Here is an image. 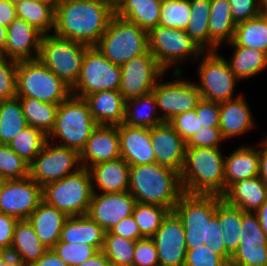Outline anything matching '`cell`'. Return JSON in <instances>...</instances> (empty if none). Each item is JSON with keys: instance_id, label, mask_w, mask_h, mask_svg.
Segmentation results:
<instances>
[{"instance_id": "21", "label": "cell", "mask_w": 267, "mask_h": 266, "mask_svg": "<svg viewBox=\"0 0 267 266\" xmlns=\"http://www.w3.org/2000/svg\"><path fill=\"white\" fill-rule=\"evenodd\" d=\"M155 162L181 172L185 161V141L168 122L150 128Z\"/></svg>"}, {"instance_id": "64", "label": "cell", "mask_w": 267, "mask_h": 266, "mask_svg": "<svg viewBox=\"0 0 267 266\" xmlns=\"http://www.w3.org/2000/svg\"><path fill=\"white\" fill-rule=\"evenodd\" d=\"M261 14L267 16V0H260Z\"/></svg>"}, {"instance_id": "28", "label": "cell", "mask_w": 267, "mask_h": 266, "mask_svg": "<svg viewBox=\"0 0 267 266\" xmlns=\"http://www.w3.org/2000/svg\"><path fill=\"white\" fill-rule=\"evenodd\" d=\"M222 198L244 212L255 213L267 199V185L259 176L241 180L233 183Z\"/></svg>"}, {"instance_id": "57", "label": "cell", "mask_w": 267, "mask_h": 266, "mask_svg": "<svg viewBox=\"0 0 267 266\" xmlns=\"http://www.w3.org/2000/svg\"><path fill=\"white\" fill-rule=\"evenodd\" d=\"M16 17L15 5L8 0H0V25L8 27Z\"/></svg>"}, {"instance_id": "15", "label": "cell", "mask_w": 267, "mask_h": 266, "mask_svg": "<svg viewBox=\"0 0 267 266\" xmlns=\"http://www.w3.org/2000/svg\"><path fill=\"white\" fill-rule=\"evenodd\" d=\"M120 68L119 92L125 100L151 93L166 72L149 50L125 62Z\"/></svg>"}, {"instance_id": "53", "label": "cell", "mask_w": 267, "mask_h": 266, "mask_svg": "<svg viewBox=\"0 0 267 266\" xmlns=\"http://www.w3.org/2000/svg\"><path fill=\"white\" fill-rule=\"evenodd\" d=\"M234 22L240 23L261 14L260 0H228Z\"/></svg>"}, {"instance_id": "11", "label": "cell", "mask_w": 267, "mask_h": 266, "mask_svg": "<svg viewBox=\"0 0 267 266\" xmlns=\"http://www.w3.org/2000/svg\"><path fill=\"white\" fill-rule=\"evenodd\" d=\"M148 43L149 51L165 71L188 57L198 59L205 52L185 30L160 25L148 32Z\"/></svg>"}, {"instance_id": "59", "label": "cell", "mask_w": 267, "mask_h": 266, "mask_svg": "<svg viewBox=\"0 0 267 266\" xmlns=\"http://www.w3.org/2000/svg\"><path fill=\"white\" fill-rule=\"evenodd\" d=\"M262 149L258 148L259 154V177L267 185V138L263 139L261 145Z\"/></svg>"}, {"instance_id": "12", "label": "cell", "mask_w": 267, "mask_h": 266, "mask_svg": "<svg viewBox=\"0 0 267 266\" xmlns=\"http://www.w3.org/2000/svg\"><path fill=\"white\" fill-rule=\"evenodd\" d=\"M204 53L198 67L200 83L196 84L201 98L217 103L238 98V95L233 97V93L240 80L231 71L227 60L217 51Z\"/></svg>"}, {"instance_id": "42", "label": "cell", "mask_w": 267, "mask_h": 266, "mask_svg": "<svg viewBox=\"0 0 267 266\" xmlns=\"http://www.w3.org/2000/svg\"><path fill=\"white\" fill-rule=\"evenodd\" d=\"M48 136L40 129L27 126L8 144L27 163H31L43 149Z\"/></svg>"}, {"instance_id": "47", "label": "cell", "mask_w": 267, "mask_h": 266, "mask_svg": "<svg viewBox=\"0 0 267 266\" xmlns=\"http://www.w3.org/2000/svg\"><path fill=\"white\" fill-rule=\"evenodd\" d=\"M68 266H78L92 257L98 250L86 243L58 241L52 248Z\"/></svg>"}, {"instance_id": "32", "label": "cell", "mask_w": 267, "mask_h": 266, "mask_svg": "<svg viewBox=\"0 0 267 266\" xmlns=\"http://www.w3.org/2000/svg\"><path fill=\"white\" fill-rule=\"evenodd\" d=\"M163 0H121L115 7V15L137 24L149 32L159 25Z\"/></svg>"}, {"instance_id": "17", "label": "cell", "mask_w": 267, "mask_h": 266, "mask_svg": "<svg viewBox=\"0 0 267 266\" xmlns=\"http://www.w3.org/2000/svg\"><path fill=\"white\" fill-rule=\"evenodd\" d=\"M42 200V187L29 176L7 180L0 191V213L27 220Z\"/></svg>"}, {"instance_id": "60", "label": "cell", "mask_w": 267, "mask_h": 266, "mask_svg": "<svg viewBox=\"0 0 267 266\" xmlns=\"http://www.w3.org/2000/svg\"><path fill=\"white\" fill-rule=\"evenodd\" d=\"M78 266H111V263L101 250Z\"/></svg>"}, {"instance_id": "31", "label": "cell", "mask_w": 267, "mask_h": 266, "mask_svg": "<svg viewBox=\"0 0 267 266\" xmlns=\"http://www.w3.org/2000/svg\"><path fill=\"white\" fill-rule=\"evenodd\" d=\"M104 229L88 215L68 217L61 231V242L86 243L98 251L103 249Z\"/></svg>"}, {"instance_id": "56", "label": "cell", "mask_w": 267, "mask_h": 266, "mask_svg": "<svg viewBox=\"0 0 267 266\" xmlns=\"http://www.w3.org/2000/svg\"><path fill=\"white\" fill-rule=\"evenodd\" d=\"M17 222V218L0 213V247L7 252L10 251L13 242L14 228Z\"/></svg>"}, {"instance_id": "27", "label": "cell", "mask_w": 267, "mask_h": 266, "mask_svg": "<svg viewBox=\"0 0 267 266\" xmlns=\"http://www.w3.org/2000/svg\"><path fill=\"white\" fill-rule=\"evenodd\" d=\"M93 191L99 188L101 193L126 192L129 189L130 166L120 157L101 162L89 169ZM95 182V183H93Z\"/></svg>"}, {"instance_id": "61", "label": "cell", "mask_w": 267, "mask_h": 266, "mask_svg": "<svg viewBox=\"0 0 267 266\" xmlns=\"http://www.w3.org/2000/svg\"><path fill=\"white\" fill-rule=\"evenodd\" d=\"M258 217L262 230L267 236V199L266 201L255 211Z\"/></svg>"}, {"instance_id": "25", "label": "cell", "mask_w": 267, "mask_h": 266, "mask_svg": "<svg viewBox=\"0 0 267 266\" xmlns=\"http://www.w3.org/2000/svg\"><path fill=\"white\" fill-rule=\"evenodd\" d=\"M68 216L42 200L27 221L32 225L41 243L52 249L60 240L63 225Z\"/></svg>"}, {"instance_id": "14", "label": "cell", "mask_w": 267, "mask_h": 266, "mask_svg": "<svg viewBox=\"0 0 267 266\" xmlns=\"http://www.w3.org/2000/svg\"><path fill=\"white\" fill-rule=\"evenodd\" d=\"M173 67H176L173 71L176 80L161 82L159 79L160 82L158 81L152 90L157 109L162 112L160 116L164 122H169L179 114L196 109L197 104L202 99L196 84L181 79V68Z\"/></svg>"}, {"instance_id": "49", "label": "cell", "mask_w": 267, "mask_h": 266, "mask_svg": "<svg viewBox=\"0 0 267 266\" xmlns=\"http://www.w3.org/2000/svg\"><path fill=\"white\" fill-rule=\"evenodd\" d=\"M184 266H229V264L203 244L187 250Z\"/></svg>"}, {"instance_id": "19", "label": "cell", "mask_w": 267, "mask_h": 266, "mask_svg": "<svg viewBox=\"0 0 267 266\" xmlns=\"http://www.w3.org/2000/svg\"><path fill=\"white\" fill-rule=\"evenodd\" d=\"M93 191L87 215L105 232L133 214L135 198L128 192L98 193Z\"/></svg>"}, {"instance_id": "46", "label": "cell", "mask_w": 267, "mask_h": 266, "mask_svg": "<svg viewBox=\"0 0 267 266\" xmlns=\"http://www.w3.org/2000/svg\"><path fill=\"white\" fill-rule=\"evenodd\" d=\"M29 163L19 157L8 144H0V173L7 179L29 176Z\"/></svg>"}, {"instance_id": "26", "label": "cell", "mask_w": 267, "mask_h": 266, "mask_svg": "<svg viewBox=\"0 0 267 266\" xmlns=\"http://www.w3.org/2000/svg\"><path fill=\"white\" fill-rule=\"evenodd\" d=\"M219 111V128L224 139L240 136L254 125L252 112L242 95L219 103Z\"/></svg>"}, {"instance_id": "45", "label": "cell", "mask_w": 267, "mask_h": 266, "mask_svg": "<svg viewBox=\"0 0 267 266\" xmlns=\"http://www.w3.org/2000/svg\"><path fill=\"white\" fill-rule=\"evenodd\" d=\"M189 0H163L159 25L185 30L191 17Z\"/></svg>"}, {"instance_id": "13", "label": "cell", "mask_w": 267, "mask_h": 266, "mask_svg": "<svg viewBox=\"0 0 267 266\" xmlns=\"http://www.w3.org/2000/svg\"><path fill=\"white\" fill-rule=\"evenodd\" d=\"M81 168L83 167L79 151L54 143L52 145L50 140H47L43 149L29 165V177L44 187L48 183L78 172Z\"/></svg>"}, {"instance_id": "20", "label": "cell", "mask_w": 267, "mask_h": 266, "mask_svg": "<svg viewBox=\"0 0 267 266\" xmlns=\"http://www.w3.org/2000/svg\"><path fill=\"white\" fill-rule=\"evenodd\" d=\"M120 157V139L115 125H97L80 152L82 167L87 169Z\"/></svg>"}, {"instance_id": "63", "label": "cell", "mask_w": 267, "mask_h": 266, "mask_svg": "<svg viewBox=\"0 0 267 266\" xmlns=\"http://www.w3.org/2000/svg\"><path fill=\"white\" fill-rule=\"evenodd\" d=\"M7 38V27L0 25V54L5 50Z\"/></svg>"}, {"instance_id": "50", "label": "cell", "mask_w": 267, "mask_h": 266, "mask_svg": "<svg viewBox=\"0 0 267 266\" xmlns=\"http://www.w3.org/2000/svg\"><path fill=\"white\" fill-rule=\"evenodd\" d=\"M168 123L185 142L202 128L196 109L179 114L173 117Z\"/></svg>"}, {"instance_id": "37", "label": "cell", "mask_w": 267, "mask_h": 266, "mask_svg": "<svg viewBox=\"0 0 267 266\" xmlns=\"http://www.w3.org/2000/svg\"><path fill=\"white\" fill-rule=\"evenodd\" d=\"M232 42L237 46L267 53V16H259L236 24Z\"/></svg>"}, {"instance_id": "58", "label": "cell", "mask_w": 267, "mask_h": 266, "mask_svg": "<svg viewBox=\"0 0 267 266\" xmlns=\"http://www.w3.org/2000/svg\"><path fill=\"white\" fill-rule=\"evenodd\" d=\"M29 266H68L53 249H48L45 254Z\"/></svg>"}, {"instance_id": "24", "label": "cell", "mask_w": 267, "mask_h": 266, "mask_svg": "<svg viewBox=\"0 0 267 266\" xmlns=\"http://www.w3.org/2000/svg\"><path fill=\"white\" fill-rule=\"evenodd\" d=\"M84 99L97 125L117 126L124 122L126 100L119 90L98 91Z\"/></svg>"}, {"instance_id": "10", "label": "cell", "mask_w": 267, "mask_h": 266, "mask_svg": "<svg viewBox=\"0 0 267 266\" xmlns=\"http://www.w3.org/2000/svg\"><path fill=\"white\" fill-rule=\"evenodd\" d=\"M120 83V66L111 63L95 46H90L71 94L85 98L98 91L119 90Z\"/></svg>"}, {"instance_id": "67", "label": "cell", "mask_w": 267, "mask_h": 266, "mask_svg": "<svg viewBox=\"0 0 267 266\" xmlns=\"http://www.w3.org/2000/svg\"><path fill=\"white\" fill-rule=\"evenodd\" d=\"M8 1H10L11 3H13L15 5V4L23 2L25 0H8Z\"/></svg>"}, {"instance_id": "4", "label": "cell", "mask_w": 267, "mask_h": 266, "mask_svg": "<svg viewBox=\"0 0 267 266\" xmlns=\"http://www.w3.org/2000/svg\"><path fill=\"white\" fill-rule=\"evenodd\" d=\"M220 148H186L180 172L183 193L217 195L225 193L224 156Z\"/></svg>"}, {"instance_id": "35", "label": "cell", "mask_w": 267, "mask_h": 266, "mask_svg": "<svg viewBox=\"0 0 267 266\" xmlns=\"http://www.w3.org/2000/svg\"><path fill=\"white\" fill-rule=\"evenodd\" d=\"M157 111L156 99L152 92L144 96L128 99L125 101L123 123L129 126L152 128L164 122L160 114H156Z\"/></svg>"}, {"instance_id": "51", "label": "cell", "mask_w": 267, "mask_h": 266, "mask_svg": "<svg viewBox=\"0 0 267 266\" xmlns=\"http://www.w3.org/2000/svg\"><path fill=\"white\" fill-rule=\"evenodd\" d=\"M133 266H160L157 248L152 238L136 241Z\"/></svg>"}, {"instance_id": "55", "label": "cell", "mask_w": 267, "mask_h": 266, "mask_svg": "<svg viewBox=\"0 0 267 266\" xmlns=\"http://www.w3.org/2000/svg\"><path fill=\"white\" fill-rule=\"evenodd\" d=\"M105 234H117L124 237L125 239H131L133 241L144 238L141 235L139 226L135 222V219L132 215L121 220L112 229L105 232Z\"/></svg>"}, {"instance_id": "33", "label": "cell", "mask_w": 267, "mask_h": 266, "mask_svg": "<svg viewBox=\"0 0 267 266\" xmlns=\"http://www.w3.org/2000/svg\"><path fill=\"white\" fill-rule=\"evenodd\" d=\"M236 23L233 20L228 0H211L209 16V51H218L221 43H230L235 34Z\"/></svg>"}, {"instance_id": "8", "label": "cell", "mask_w": 267, "mask_h": 266, "mask_svg": "<svg viewBox=\"0 0 267 266\" xmlns=\"http://www.w3.org/2000/svg\"><path fill=\"white\" fill-rule=\"evenodd\" d=\"M71 95V88L39 59L18 61L17 97L60 104Z\"/></svg>"}, {"instance_id": "29", "label": "cell", "mask_w": 267, "mask_h": 266, "mask_svg": "<svg viewBox=\"0 0 267 266\" xmlns=\"http://www.w3.org/2000/svg\"><path fill=\"white\" fill-rule=\"evenodd\" d=\"M225 192L235 182L259 175L258 149L242 145L224 157Z\"/></svg>"}, {"instance_id": "2", "label": "cell", "mask_w": 267, "mask_h": 266, "mask_svg": "<svg viewBox=\"0 0 267 266\" xmlns=\"http://www.w3.org/2000/svg\"><path fill=\"white\" fill-rule=\"evenodd\" d=\"M221 199L217 195L183 193L173 211L183 223L187 249L205 244L229 264L232 255L224 246L218 221V202Z\"/></svg>"}, {"instance_id": "30", "label": "cell", "mask_w": 267, "mask_h": 266, "mask_svg": "<svg viewBox=\"0 0 267 266\" xmlns=\"http://www.w3.org/2000/svg\"><path fill=\"white\" fill-rule=\"evenodd\" d=\"M47 250L48 248L41 243L32 225L27 220H18L9 253L18 259L20 266L31 265Z\"/></svg>"}, {"instance_id": "5", "label": "cell", "mask_w": 267, "mask_h": 266, "mask_svg": "<svg viewBox=\"0 0 267 266\" xmlns=\"http://www.w3.org/2000/svg\"><path fill=\"white\" fill-rule=\"evenodd\" d=\"M95 47L111 63L122 66L149 50L148 32L114 14Z\"/></svg>"}, {"instance_id": "41", "label": "cell", "mask_w": 267, "mask_h": 266, "mask_svg": "<svg viewBox=\"0 0 267 266\" xmlns=\"http://www.w3.org/2000/svg\"><path fill=\"white\" fill-rule=\"evenodd\" d=\"M189 2L191 17L185 32L204 51H209V16L211 0H189Z\"/></svg>"}, {"instance_id": "22", "label": "cell", "mask_w": 267, "mask_h": 266, "mask_svg": "<svg viewBox=\"0 0 267 266\" xmlns=\"http://www.w3.org/2000/svg\"><path fill=\"white\" fill-rule=\"evenodd\" d=\"M7 33V43L1 54L15 61L39 58L43 34L35 27L22 18L16 17L7 27Z\"/></svg>"}, {"instance_id": "66", "label": "cell", "mask_w": 267, "mask_h": 266, "mask_svg": "<svg viewBox=\"0 0 267 266\" xmlns=\"http://www.w3.org/2000/svg\"><path fill=\"white\" fill-rule=\"evenodd\" d=\"M6 253L7 251L0 247V258H2Z\"/></svg>"}, {"instance_id": "38", "label": "cell", "mask_w": 267, "mask_h": 266, "mask_svg": "<svg viewBox=\"0 0 267 266\" xmlns=\"http://www.w3.org/2000/svg\"><path fill=\"white\" fill-rule=\"evenodd\" d=\"M218 221L224 246L233 255L240 242L242 210L230 205L222 198L218 202Z\"/></svg>"}, {"instance_id": "18", "label": "cell", "mask_w": 267, "mask_h": 266, "mask_svg": "<svg viewBox=\"0 0 267 266\" xmlns=\"http://www.w3.org/2000/svg\"><path fill=\"white\" fill-rule=\"evenodd\" d=\"M156 245L160 266H184L187 246L181 219L170 211L151 237Z\"/></svg>"}, {"instance_id": "3", "label": "cell", "mask_w": 267, "mask_h": 266, "mask_svg": "<svg viewBox=\"0 0 267 266\" xmlns=\"http://www.w3.org/2000/svg\"><path fill=\"white\" fill-rule=\"evenodd\" d=\"M128 192L136 202L158 205L173 211L183 194L180 173L156 162L130 166Z\"/></svg>"}, {"instance_id": "23", "label": "cell", "mask_w": 267, "mask_h": 266, "mask_svg": "<svg viewBox=\"0 0 267 266\" xmlns=\"http://www.w3.org/2000/svg\"><path fill=\"white\" fill-rule=\"evenodd\" d=\"M121 158L129 166L155 163V153L150 138V128L117 125Z\"/></svg>"}, {"instance_id": "1", "label": "cell", "mask_w": 267, "mask_h": 266, "mask_svg": "<svg viewBox=\"0 0 267 266\" xmlns=\"http://www.w3.org/2000/svg\"><path fill=\"white\" fill-rule=\"evenodd\" d=\"M115 14L110 0H65L55 2L54 34L95 46Z\"/></svg>"}, {"instance_id": "43", "label": "cell", "mask_w": 267, "mask_h": 266, "mask_svg": "<svg viewBox=\"0 0 267 266\" xmlns=\"http://www.w3.org/2000/svg\"><path fill=\"white\" fill-rule=\"evenodd\" d=\"M170 210L166 207L136 202L132 216L144 238H151L161 227Z\"/></svg>"}, {"instance_id": "52", "label": "cell", "mask_w": 267, "mask_h": 266, "mask_svg": "<svg viewBox=\"0 0 267 266\" xmlns=\"http://www.w3.org/2000/svg\"><path fill=\"white\" fill-rule=\"evenodd\" d=\"M225 140L219 127H202L186 142V148H220V143Z\"/></svg>"}, {"instance_id": "6", "label": "cell", "mask_w": 267, "mask_h": 266, "mask_svg": "<svg viewBox=\"0 0 267 266\" xmlns=\"http://www.w3.org/2000/svg\"><path fill=\"white\" fill-rule=\"evenodd\" d=\"M96 126L85 99L71 94L58 106L55 125L48 140L62 139V144L58 145L81 152Z\"/></svg>"}, {"instance_id": "40", "label": "cell", "mask_w": 267, "mask_h": 266, "mask_svg": "<svg viewBox=\"0 0 267 266\" xmlns=\"http://www.w3.org/2000/svg\"><path fill=\"white\" fill-rule=\"evenodd\" d=\"M27 126L18 97L0 101V144H9Z\"/></svg>"}, {"instance_id": "7", "label": "cell", "mask_w": 267, "mask_h": 266, "mask_svg": "<svg viewBox=\"0 0 267 266\" xmlns=\"http://www.w3.org/2000/svg\"><path fill=\"white\" fill-rule=\"evenodd\" d=\"M92 195L91 174L87 168L42 187L43 200L68 217L87 215Z\"/></svg>"}, {"instance_id": "9", "label": "cell", "mask_w": 267, "mask_h": 266, "mask_svg": "<svg viewBox=\"0 0 267 266\" xmlns=\"http://www.w3.org/2000/svg\"><path fill=\"white\" fill-rule=\"evenodd\" d=\"M90 46L81 42L43 35L39 60L71 89L77 82L86 50Z\"/></svg>"}, {"instance_id": "34", "label": "cell", "mask_w": 267, "mask_h": 266, "mask_svg": "<svg viewBox=\"0 0 267 266\" xmlns=\"http://www.w3.org/2000/svg\"><path fill=\"white\" fill-rule=\"evenodd\" d=\"M16 15L43 35L55 28V0H25L15 4Z\"/></svg>"}, {"instance_id": "62", "label": "cell", "mask_w": 267, "mask_h": 266, "mask_svg": "<svg viewBox=\"0 0 267 266\" xmlns=\"http://www.w3.org/2000/svg\"><path fill=\"white\" fill-rule=\"evenodd\" d=\"M0 266H20L18 259L7 252L2 258H0Z\"/></svg>"}, {"instance_id": "65", "label": "cell", "mask_w": 267, "mask_h": 266, "mask_svg": "<svg viewBox=\"0 0 267 266\" xmlns=\"http://www.w3.org/2000/svg\"><path fill=\"white\" fill-rule=\"evenodd\" d=\"M7 179L0 173V191L4 184L6 183Z\"/></svg>"}, {"instance_id": "54", "label": "cell", "mask_w": 267, "mask_h": 266, "mask_svg": "<svg viewBox=\"0 0 267 266\" xmlns=\"http://www.w3.org/2000/svg\"><path fill=\"white\" fill-rule=\"evenodd\" d=\"M219 103L201 99L196 107V113L204 128L219 127Z\"/></svg>"}, {"instance_id": "16", "label": "cell", "mask_w": 267, "mask_h": 266, "mask_svg": "<svg viewBox=\"0 0 267 266\" xmlns=\"http://www.w3.org/2000/svg\"><path fill=\"white\" fill-rule=\"evenodd\" d=\"M240 242L229 266H267V236L255 213L242 210Z\"/></svg>"}, {"instance_id": "44", "label": "cell", "mask_w": 267, "mask_h": 266, "mask_svg": "<svg viewBox=\"0 0 267 266\" xmlns=\"http://www.w3.org/2000/svg\"><path fill=\"white\" fill-rule=\"evenodd\" d=\"M136 241L117 234H105L103 253L111 266H133Z\"/></svg>"}, {"instance_id": "39", "label": "cell", "mask_w": 267, "mask_h": 266, "mask_svg": "<svg viewBox=\"0 0 267 266\" xmlns=\"http://www.w3.org/2000/svg\"><path fill=\"white\" fill-rule=\"evenodd\" d=\"M28 126L42 130L47 136L55 125L59 104L39 101L30 97H18Z\"/></svg>"}, {"instance_id": "48", "label": "cell", "mask_w": 267, "mask_h": 266, "mask_svg": "<svg viewBox=\"0 0 267 266\" xmlns=\"http://www.w3.org/2000/svg\"><path fill=\"white\" fill-rule=\"evenodd\" d=\"M18 61L0 54V101L17 97Z\"/></svg>"}, {"instance_id": "68", "label": "cell", "mask_w": 267, "mask_h": 266, "mask_svg": "<svg viewBox=\"0 0 267 266\" xmlns=\"http://www.w3.org/2000/svg\"><path fill=\"white\" fill-rule=\"evenodd\" d=\"M114 7L121 1V0H110Z\"/></svg>"}, {"instance_id": "36", "label": "cell", "mask_w": 267, "mask_h": 266, "mask_svg": "<svg viewBox=\"0 0 267 266\" xmlns=\"http://www.w3.org/2000/svg\"><path fill=\"white\" fill-rule=\"evenodd\" d=\"M234 48L230 61L231 71L240 80H245L267 68V53L247 47L237 46L232 41L227 43Z\"/></svg>"}]
</instances>
